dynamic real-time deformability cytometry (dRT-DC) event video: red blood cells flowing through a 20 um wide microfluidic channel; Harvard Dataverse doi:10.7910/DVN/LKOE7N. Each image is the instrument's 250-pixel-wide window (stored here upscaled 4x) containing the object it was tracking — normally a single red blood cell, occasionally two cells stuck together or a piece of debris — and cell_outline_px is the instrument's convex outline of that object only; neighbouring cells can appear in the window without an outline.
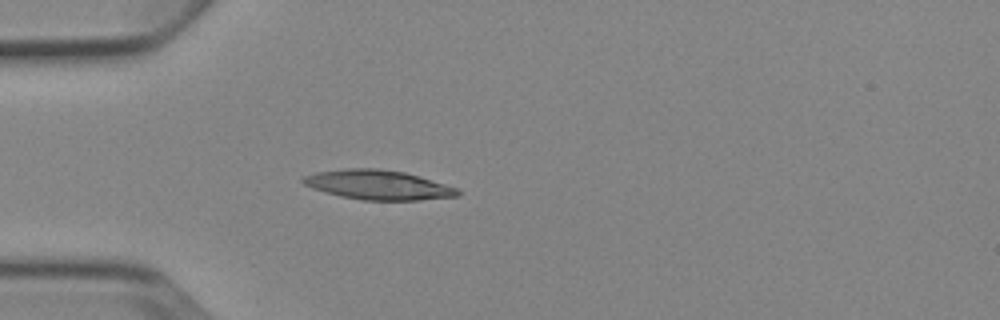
{"species": "Egyptian fruit bat (a non-hibernating species)", "species_latin": "Rousettus aegyptiacus", "temperature_condition": "cold", "stored_images_in_passage": 5, "camera_frame_rate_fps": 3000, "um_per_image_px": 0.085, "animal": {"sex": "female"}, "frame": {"image": 1, "passage_image": 5, "time_ms": 4.333, "image_size_px": [1000, 320], "cell_outline_px": [[460, 196], [420, 200], [364, 200], [340, 196], [324, 192], [312, 188], [304, 184], [300, 180], [304, 176], [316, 172], [348, 168], [376, 168], [404, 172], [420, 176], [460, 188]], "centroid_in_image_um": [32.17, 15.71], "position_along_channel_um": 52.8, "area_um2": 26.76}}